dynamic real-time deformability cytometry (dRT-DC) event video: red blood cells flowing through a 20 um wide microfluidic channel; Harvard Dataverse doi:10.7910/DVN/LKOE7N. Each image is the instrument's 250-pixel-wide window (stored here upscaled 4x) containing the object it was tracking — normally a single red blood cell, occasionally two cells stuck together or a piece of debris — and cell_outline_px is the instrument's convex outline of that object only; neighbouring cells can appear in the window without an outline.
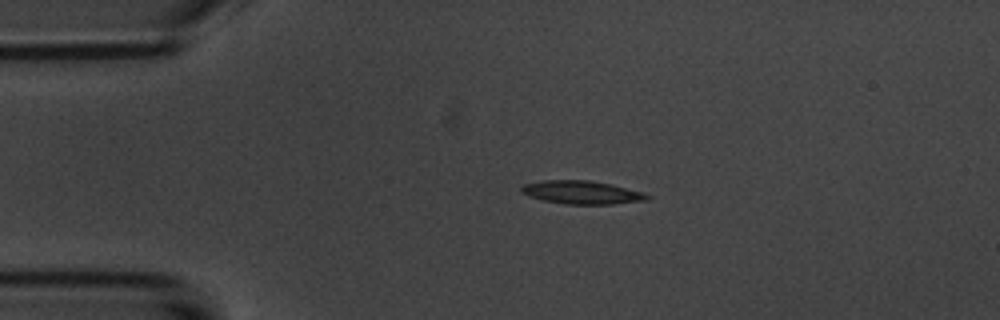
{"species": "common noctule bat (a hibernating species)", "species_latin": "Nyctalus noctula", "temperature_condition": "room temperature", "stored_images_in_passage": 2, "camera_frame_rate_fps": 3000, "um_per_image_px": 0.085, "animal": {"sex": "male", "body_mass_g": 20.1, "forearm_length_mm": 53.5}, "frame": {"image": 1, "passage_image": 1, "time_ms": 0.0, "image_size_px": [1000, 320], "cell_outline_px": [[652, 196], [648, 200], [612, 204], [568, 204], [544, 200], [528, 196], [520, 192], [520, 188], [524, 184], [544, 180], [588, 180], [612, 184], [644, 192]], "centroid_in_image_um": [49.48, 16.35], "position_along_channel_um": 35.5, "area_um2": 17.11}}